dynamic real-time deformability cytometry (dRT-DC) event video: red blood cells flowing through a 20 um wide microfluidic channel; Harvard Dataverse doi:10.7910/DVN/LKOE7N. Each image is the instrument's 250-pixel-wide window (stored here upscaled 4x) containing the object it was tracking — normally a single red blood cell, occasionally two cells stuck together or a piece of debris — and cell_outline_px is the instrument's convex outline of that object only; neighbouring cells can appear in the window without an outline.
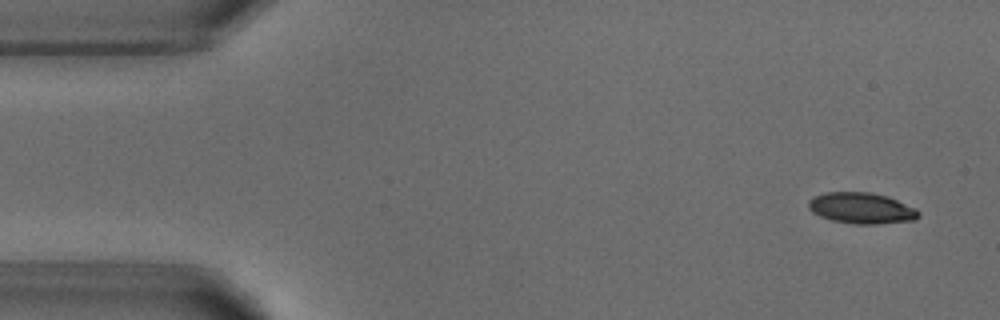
{"species": "common noctule bat (a hibernating species)", "species_latin": "Nyctalus noctula", "temperature_condition": "warm", "stored_images_in_passage": 5, "camera_frame_rate_fps": 3000, "um_per_image_px": 0.085, "animal": {"sex": "male", "body_mass_g": 18.8}, "frame": {"image": 1, "passage_image": 1, "time_ms": 0.0, "image_size_px": [1000, 320], "cell_outline_px": [[920, 216], [916, 220], [876, 224], [852, 224], [832, 220], [820, 216], [812, 212], [808, 208], [808, 200], [812, 196], [824, 192], [872, 192], [888, 196], [916, 208], [920, 212]], "centroid_in_image_um": [73.22, 17.69], "position_along_channel_um": 11.8, "area_um2": 20.23}}
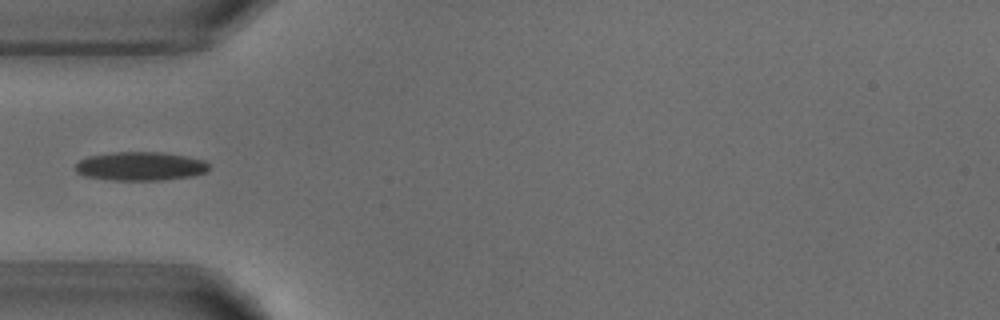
{"frame": {"image": 2, "passage_image": 4, "time_ms": 4.333, "image_size_px": [1000, 320], "cell_outline_px": [[208, 172], [196, 176], [164, 180], [112, 180], [84, 176], [76, 172], [76, 164], [80, 160], [88, 156], [112, 152], [160, 152], [184, 156], [204, 160], [208, 164]], "centroid_in_image_um": [11.95, 14.14], "position_along_channel_um": 73.1, "area_um2": 22.48}}